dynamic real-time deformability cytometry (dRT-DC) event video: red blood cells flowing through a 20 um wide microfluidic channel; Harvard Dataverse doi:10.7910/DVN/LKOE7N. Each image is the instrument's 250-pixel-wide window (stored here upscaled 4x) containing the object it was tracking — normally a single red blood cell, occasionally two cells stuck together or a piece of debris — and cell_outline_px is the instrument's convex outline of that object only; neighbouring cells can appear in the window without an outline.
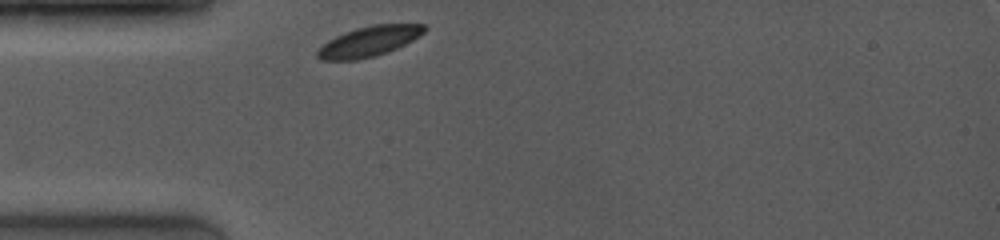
{"species": "common noctule bat (a hibernating species)", "species_latin": "Nyctalus noctula", "temperature_condition": "room temperature", "stored_images_in_passage": 66, "camera_frame_rate_fps": 4000, "um_per_image_px": 0.085, "animal": {"sex": "female", "body_mass_g": 19.0, "forearm_length_mm": 53.3}, "frame": {"image": 1, "passage_image": 1, "time_ms": 0.0, "image_size_px": [1000, 240], "cell_outline_px": [[428, 28], [424, 32], [412, 40], [388, 52], [356, 60], [320, 60], [316, 56], [316, 52], [328, 40], [344, 32], [356, 28], [372, 24], [424, 24]], "centroid_in_image_um": [31.35, 3.51], "position_along_channel_um": 53.6, "area_um2": 18.67}}
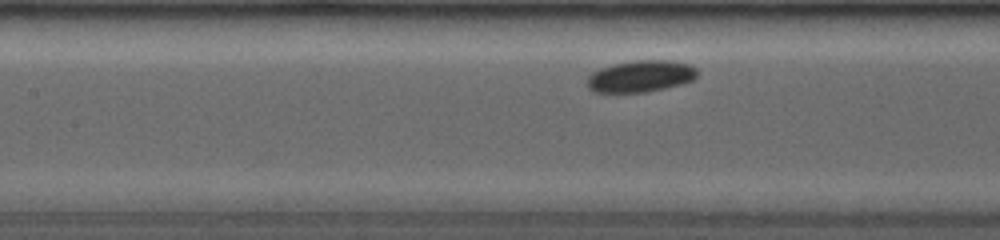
{"frame": {"image": 2, "passage_image": 23, "time_ms": 2.75, "image_size_px": [1000, 240], "cell_outline_px": [[696, 76], [692, 80], [680, 84], [664, 88], [644, 92], [592, 92], [588, 88], [588, 76], [592, 72], [600, 68], [612, 64], [636, 60], [672, 60], [688, 64], [696, 68]], "centroid_in_image_um": [54.42, 6.47], "position_along_channel_um": 153.0, "area_um2": 20.23}}
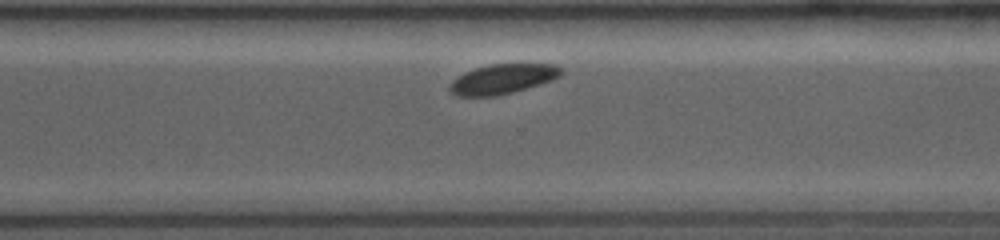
{"frame": {"image": 3, "passage_image": 61, "time_ms": 7.25, "image_size_px": [1000, 240], "cell_outline_px": [[564, 72], [560, 76], [552, 80], [540, 84], [512, 92], [496, 96], [456, 96], [448, 88], [448, 84], [456, 76], [464, 72], [476, 68], [492, 64], [556, 64], [564, 68]], "centroid_in_image_um": [42.73, 6.71], "position_along_channel_um": 327.9, "area_um2": 19.48}}